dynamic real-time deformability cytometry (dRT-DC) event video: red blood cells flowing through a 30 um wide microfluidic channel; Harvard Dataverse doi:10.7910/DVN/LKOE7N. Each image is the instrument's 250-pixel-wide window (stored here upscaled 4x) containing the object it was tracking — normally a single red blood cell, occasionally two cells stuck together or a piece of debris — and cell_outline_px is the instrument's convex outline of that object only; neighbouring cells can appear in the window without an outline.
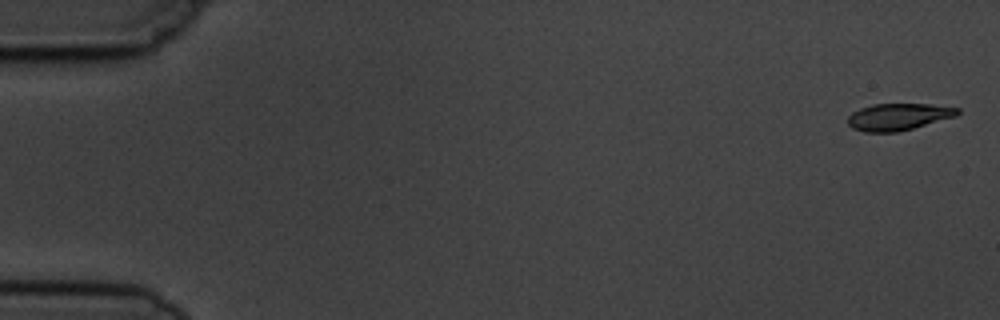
{"species": "common noctule bat (a hibernating species)", "species_latin": "Nyctalus noctula", "temperature_condition": "cold", "stored_images_in_passage": 5, "camera_frame_rate_fps": 3000, "um_per_image_px": 0.085, "animal": {"sex": "male", "body_mass_g": 19.5, "forearm_length_mm": 54.6}, "frame": {"image": 1, "passage_image": 1, "time_ms": 0.0, "image_size_px": [1000, 320], "cell_outline_px": [[960, 112], [956, 116], [912, 128], [896, 132], [864, 132], [852, 128], [848, 124], [848, 116], [852, 112], [860, 108], [872, 104], [928, 104], [960, 108]], "centroid_in_image_um": [76.33, 9.92], "position_along_channel_um": 8.7, "area_um2": 17.11}}
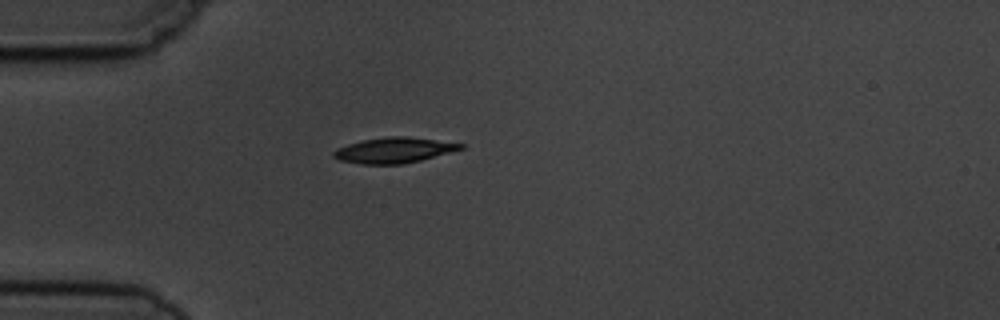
{"frame": {"image": 2, "passage_image": 5, "time_ms": 4.667, "image_size_px": [1000, 320], "cell_outline_px": [[464, 148], [420, 160], [404, 164], [360, 164], [340, 160], [332, 156], [332, 152], [336, 148], [348, 144], [364, 140], [388, 136], [408, 136], [464, 144]], "centroid_in_image_um": [33.45, 12.77], "position_along_channel_um": 51.6, "area_um2": 18.73}}